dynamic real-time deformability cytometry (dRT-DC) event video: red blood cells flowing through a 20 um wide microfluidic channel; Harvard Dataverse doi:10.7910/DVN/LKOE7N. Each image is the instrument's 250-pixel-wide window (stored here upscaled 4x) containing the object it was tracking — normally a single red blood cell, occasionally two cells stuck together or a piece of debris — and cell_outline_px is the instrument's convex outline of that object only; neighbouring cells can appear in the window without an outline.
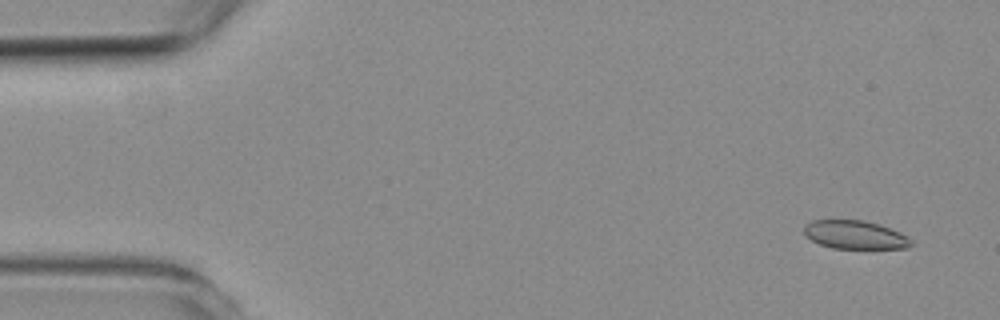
{"species": "common noctule bat (a hibernating species)", "species_latin": "Nyctalus noctula", "temperature_condition": "room temperature", "stored_images_in_passage": 4, "camera_frame_rate_fps": 3000, "um_per_image_px": 0.085, "animal": {"sex": "female", "body_mass_g": 19.3, "forearm_length_mm": 54.1}, "frame": {"image": 1, "passage_image": 1, "time_ms": 0.0, "image_size_px": [1000, 320], "cell_outline_px": [[912, 244], [908, 248], [832, 248], [820, 244], [804, 236], [804, 224], [812, 220], [864, 220], [880, 224], [900, 232], [908, 236], [912, 240]], "centroid_in_image_um": [72.67, 19.95], "position_along_channel_um": 12.3, "area_um2": 17.86}}
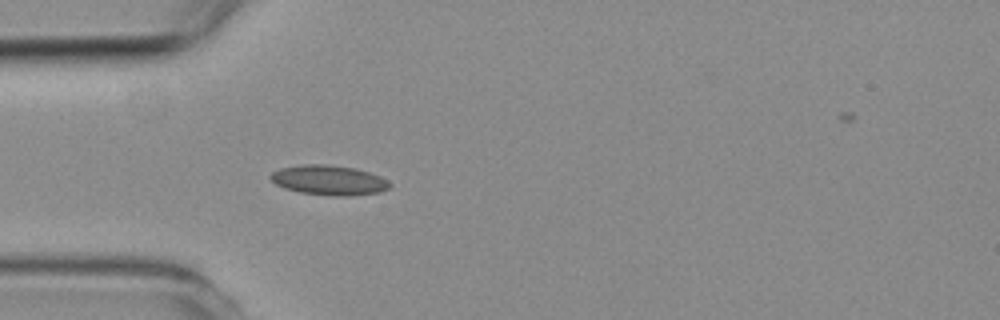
{"frame": {"image": 2, "passage_image": 4, "time_ms": 4.0, "image_size_px": [1000, 320], "cell_outline_px": [[392, 184], [388, 188], [380, 192], [348, 196], [332, 196], [300, 192], [284, 188], [276, 184], [268, 176], [272, 172], [280, 168], [300, 164], [324, 164], [356, 168], [380, 176], [388, 180]], "centroid_in_image_um": [27.95, 15.31], "position_along_channel_um": 57.0, "area_um2": 20.81}}